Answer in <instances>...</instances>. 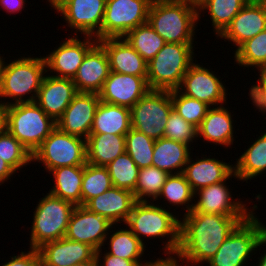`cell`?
<instances>
[{"label": "cell", "instance_id": "1", "mask_svg": "<svg viewBox=\"0 0 266 266\" xmlns=\"http://www.w3.org/2000/svg\"><path fill=\"white\" fill-rule=\"evenodd\" d=\"M250 216H227L191 210L180 219L178 259L188 266L209 261L225 239Z\"/></svg>", "mask_w": 266, "mask_h": 266}, {"label": "cell", "instance_id": "2", "mask_svg": "<svg viewBox=\"0 0 266 266\" xmlns=\"http://www.w3.org/2000/svg\"><path fill=\"white\" fill-rule=\"evenodd\" d=\"M197 21L196 0H152L147 18L166 43H193Z\"/></svg>", "mask_w": 266, "mask_h": 266}, {"label": "cell", "instance_id": "3", "mask_svg": "<svg viewBox=\"0 0 266 266\" xmlns=\"http://www.w3.org/2000/svg\"><path fill=\"white\" fill-rule=\"evenodd\" d=\"M179 216L169 212L153 201H136L132 207L126 226L145 245L143 237L156 239L167 237L164 255H176L180 244ZM166 252V253H165Z\"/></svg>", "mask_w": 266, "mask_h": 266}, {"label": "cell", "instance_id": "4", "mask_svg": "<svg viewBox=\"0 0 266 266\" xmlns=\"http://www.w3.org/2000/svg\"><path fill=\"white\" fill-rule=\"evenodd\" d=\"M46 62L44 56L39 57H21L14 59L9 64L2 57L0 72V98H12L14 102L3 103L10 104L35 102L38 91L41 87L44 74H47ZM31 94L32 96L25 95Z\"/></svg>", "mask_w": 266, "mask_h": 266}, {"label": "cell", "instance_id": "5", "mask_svg": "<svg viewBox=\"0 0 266 266\" xmlns=\"http://www.w3.org/2000/svg\"><path fill=\"white\" fill-rule=\"evenodd\" d=\"M193 43H166L147 63V84L150 90H175L194 63Z\"/></svg>", "mask_w": 266, "mask_h": 266}, {"label": "cell", "instance_id": "6", "mask_svg": "<svg viewBox=\"0 0 266 266\" xmlns=\"http://www.w3.org/2000/svg\"><path fill=\"white\" fill-rule=\"evenodd\" d=\"M57 127L36 102L10 104L6 108L5 129L31 154Z\"/></svg>", "mask_w": 266, "mask_h": 266}, {"label": "cell", "instance_id": "7", "mask_svg": "<svg viewBox=\"0 0 266 266\" xmlns=\"http://www.w3.org/2000/svg\"><path fill=\"white\" fill-rule=\"evenodd\" d=\"M75 205L50 193L39 200L33 212L30 248L38 249L45 243L65 237Z\"/></svg>", "mask_w": 266, "mask_h": 266}, {"label": "cell", "instance_id": "8", "mask_svg": "<svg viewBox=\"0 0 266 266\" xmlns=\"http://www.w3.org/2000/svg\"><path fill=\"white\" fill-rule=\"evenodd\" d=\"M32 162L43 163L46 172L59 167L87 163L86 140L56 127L32 154Z\"/></svg>", "mask_w": 266, "mask_h": 266}, {"label": "cell", "instance_id": "9", "mask_svg": "<svg viewBox=\"0 0 266 266\" xmlns=\"http://www.w3.org/2000/svg\"><path fill=\"white\" fill-rule=\"evenodd\" d=\"M265 230L266 225L253 213L225 239L206 263L208 266H245L252 253L257 251L258 241Z\"/></svg>", "mask_w": 266, "mask_h": 266}, {"label": "cell", "instance_id": "10", "mask_svg": "<svg viewBox=\"0 0 266 266\" xmlns=\"http://www.w3.org/2000/svg\"><path fill=\"white\" fill-rule=\"evenodd\" d=\"M172 109L171 91L149 90L130 108L131 128L158 140L164 137Z\"/></svg>", "mask_w": 266, "mask_h": 266}, {"label": "cell", "instance_id": "11", "mask_svg": "<svg viewBox=\"0 0 266 266\" xmlns=\"http://www.w3.org/2000/svg\"><path fill=\"white\" fill-rule=\"evenodd\" d=\"M152 0H106L101 39L121 38L147 22Z\"/></svg>", "mask_w": 266, "mask_h": 266}, {"label": "cell", "instance_id": "12", "mask_svg": "<svg viewBox=\"0 0 266 266\" xmlns=\"http://www.w3.org/2000/svg\"><path fill=\"white\" fill-rule=\"evenodd\" d=\"M74 32L101 40L106 0H48Z\"/></svg>", "mask_w": 266, "mask_h": 266}, {"label": "cell", "instance_id": "13", "mask_svg": "<svg viewBox=\"0 0 266 266\" xmlns=\"http://www.w3.org/2000/svg\"><path fill=\"white\" fill-rule=\"evenodd\" d=\"M233 177L237 178L234 171L224 181L198 189L194 196L196 198L199 196V199L194 202L192 210L198 213L227 216H251L255 213L254 211L258 209L257 204L249 210L247 204H243L244 202L232 199V191L226 185V181Z\"/></svg>", "mask_w": 266, "mask_h": 266}, {"label": "cell", "instance_id": "14", "mask_svg": "<svg viewBox=\"0 0 266 266\" xmlns=\"http://www.w3.org/2000/svg\"><path fill=\"white\" fill-rule=\"evenodd\" d=\"M214 72L195 61L183 76L178 90L185 96L202 101L210 107L224 103L226 105V100H228L226 86Z\"/></svg>", "mask_w": 266, "mask_h": 266}, {"label": "cell", "instance_id": "15", "mask_svg": "<svg viewBox=\"0 0 266 266\" xmlns=\"http://www.w3.org/2000/svg\"><path fill=\"white\" fill-rule=\"evenodd\" d=\"M73 35L74 37L62 41L63 43L44 56L48 68L46 70L52 76L73 79L87 52L98 42L92 36H83L81 41L77 34Z\"/></svg>", "mask_w": 266, "mask_h": 266}, {"label": "cell", "instance_id": "16", "mask_svg": "<svg viewBox=\"0 0 266 266\" xmlns=\"http://www.w3.org/2000/svg\"><path fill=\"white\" fill-rule=\"evenodd\" d=\"M112 224L107 218L89 211L86 207L75 206L69 220L65 237L72 241L86 243L96 251L105 244L108 234H111ZM111 232V233H110Z\"/></svg>", "mask_w": 266, "mask_h": 266}, {"label": "cell", "instance_id": "17", "mask_svg": "<svg viewBox=\"0 0 266 266\" xmlns=\"http://www.w3.org/2000/svg\"><path fill=\"white\" fill-rule=\"evenodd\" d=\"M99 102V94L78 92L56 122L57 127L64 133L86 140L90 135Z\"/></svg>", "mask_w": 266, "mask_h": 266}, {"label": "cell", "instance_id": "18", "mask_svg": "<svg viewBox=\"0 0 266 266\" xmlns=\"http://www.w3.org/2000/svg\"><path fill=\"white\" fill-rule=\"evenodd\" d=\"M149 90L147 76L120 74L110 71L99 97L102 102L131 108Z\"/></svg>", "mask_w": 266, "mask_h": 266}, {"label": "cell", "instance_id": "19", "mask_svg": "<svg viewBox=\"0 0 266 266\" xmlns=\"http://www.w3.org/2000/svg\"><path fill=\"white\" fill-rule=\"evenodd\" d=\"M264 30H266V2L250 0L218 37L233 42L238 48Z\"/></svg>", "mask_w": 266, "mask_h": 266}, {"label": "cell", "instance_id": "20", "mask_svg": "<svg viewBox=\"0 0 266 266\" xmlns=\"http://www.w3.org/2000/svg\"><path fill=\"white\" fill-rule=\"evenodd\" d=\"M77 94L78 91L72 79L55 77L48 75L47 72L35 102L57 122Z\"/></svg>", "mask_w": 266, "mask_h": 266}, {"label": "cell", "instance_id": "21", "mask_svg": "<svg viewBox=\"0 0 266 266\" xmlns=\"http://www.w3.org/2000/svg\"><path fill=\"white\" fill-rule=\"evenodd\" d=\"M37 250L41 266H71L96 262V250L93 247L66 237L45 243Z\"/></svg>", "mask_w": 266, "mask_h": 266}, {"label": "cell", "instance_id": "22", "mask_svg": "<svg viewBox=\"0 0 266 266\" xmlns=\"http://www.w3.org/2000/svg\"><path fill=\"white\" fill-rule=\"evenodd\" d=\"M110 73L108 55L97 42L86 54L72 79L80 93L99 94Z\"/></svg>", "mask_w": 266, "mask_h": 266}, {"label": "cell", "instance_id": "23", "mask_svg": "<svg viewBox=\"0 0 266 266\" xmlns=\"http://www.w3.org/2000/svg\"><path fill=\"white\" fill-rule=\"evenodd\" d=\"M135 202L133 192L112 187L97 197L90 199L84 207L107 218L112 224L117 226L118 222H124L125 224Z\"/></svg>", "mask_w": 266, "mask_h": 266}, {"label": "cell", "instance_id": "24", "mask_svg": "<svg viewBox=\"0 0 266 266\" xmlns=\"http://www.w3.org/2000/svg\"><path fill=\"white\" fill-rule=\"evenodd\" d=\"M98 42L108 55L110 71L147 76V62L123 37L104 38Z\"/></svg>", "mask_w": 266, "mask_h": 266}, {"label": "cell", "instance_id": "25", "mask_svg": "<svg viewBox=\"0 0 266 266\" xmlns=\"http://www.w3.org/2000/svg\"><path fill=\"white\" fill-rule=\"evenodd\" d=\"M203 158V159H202ZM197 157L196 162L189 158L183 174L194 192L198 189L224 181L233 171L234 166L218 158Z\"/></svg>", "mask_w": 266, "mask_h": 266}, {"label": "cell", "instance_id": "26", "mask_svg": "<svg viewBox=\"0 0 266 266\" xmlns=\"http://www.w3.org/2000/svg\"><path fill=\"white\" fill-rule=\"evenodd\" d=\"M232 113L223 105L210 107L198 129V138L215 145H233L234 127Z\"/></svg>", "mask_w": 266, "mask_h": 266}, {"label": "cell", "instance_id": "27", "mask_svg": "<svg viewBox=\"0 0 266 266\" xmlns=\"http://www.w3.org/2000/svg\"><path fill=\"white\" fill-rule=\"evenodd\" d=\"M130 129V108L99 102L90 134L126 135Z\"/></svg>", "mask_w": 266, "mask_h": 266}, {"label": "cell", "instance_id": "28", "mask_svg": "<svg viewBox=\"0 0 266 266\" xmlns=\"http://www.w3.org/2000/svg\"><path fill=\"white\" fill-rule=\"evenodd\" d=\"M190 147L187 144L164 137L155 140L152 166L169 175L183 173L190 158Z\"/></svg>", "mask_w": 266, "mask_h": 266}, {"label": "cell", "instance_id": "29", "mask_svg": "<svg viewBox=\"0 0 266 266\" xmlns=\"http://www.w3.org/2000/svg\"><path fill=\"white\" fill-rule=\"evenodd\" d=\"M87 163L107 166L126 152L125 135L90 134L86 139Z\"/></svg>", "mask_w": 266, "mask_h": 266}, {"label": "cell", "instance_id": "30", "mask_svg": "<svg viewBox=\"0 0 266 266\" xmlns=\"http://www.w3.org/2000/svg\"><path fill=\"white\" fill-rule=\"evenodd\" d=\"M53 175L54 185L50 194L69 201L75 206L82 205L81 187L84 166L59 167L49 171Z\"/></svg>", "mask_w": 266, "mask_h": 266}, {"label": "cell", "instance_id": "31", "mask_svg": "<svg viewBox=\"0 0 266 266\" xmlns=\"http://www.w3.org/2000/svg\"><path fill=\"white\" fill-rule=\"evenodd\" d=\"M261 136L239 156L234 165V173L237 180L248 181L266 171V132H261Z\"/></svg>", "mask_w": 266, "mask_h": 266}, {"label": "cell", "instance_id": "32", "mask_svg": "<svg viewBox=\"0 0 266 266\" xmlns=\"http://www.w3.org/2000/svg\"><path fill=\"white\" fill-rule=\"evenodd\" d=\"M198 6V19L206 11L210 15L215 35L218 37L233 18L250 0H196Z\"/></svg>", "mask_w": 266, "mask_h": 266}, {"label": "cell", "instance_id": "33", "mask_svg": "<svg viewBox=\"0 0 266 266\" xmlns=\"http://www.w3.org/2000/svg\"><path fill=\"white\" fill-rule=\"evenodd\" d=\"M148 63L166 44L148 22L137 26L123 37Z\"/></svg>", "mask_w": 266, "mask_h": 266}, {"label": "cell", "instance_id": "34", "mask_svg": "<svg viewBox=\"0 0 266 266\" xmlns=\"http://www.w3.org/2000/svg\"><path fill=\"white\" fill-rule=\"evenodd\" d=\"M110 236V237H109ZM109 245L107 253L127 260H142L146 245H144L129 228L114 231L105 239Z\"/></svg>", "mask_w": 266, "mask_h": 266}, {"label": "cell", "instance_id": "35", "mask_svg": "<svg viewBox=\"0 0 266 266\" xmlns=\"http://www.w3.org/2000/svg\"><path fill=\"white\" fill-rule=\"evenodd\" d=\"M195 192L192 190L191 185L186 180V177L183 173L179 174H170L165 184L163 185L158 197L154 200H159L163 198L169 202V205L177 207L186 206V213L188 214L194 206L193 199ZM192 200V201H191ZM190 202H192L190 204Z\"/></svg>", "mask_w": 266, "mask_h": 266}, {"label": "cell", "instance_id": "36", "mask_svg": "<svg viewBox=\"0 0 266 266\" xmlns=\"http://www.w3.org/2000/svg\"><path fill=\"white\" fill-rule=\"evenodd\" d=\"M234 58L239 66L266 70V30L236 48Z\"/></svg>", "mask_w": 266, "mask_h": 266}, {"label": "cell", "instance_id": "37", "mask_svg": "<svg viewBox=\"0 0 266 266\" xmlns=\"http://www.w3.org/2000/svg\"><path fill=\"white\" fill-rule=\"evenodd\" d=\"M112 187V180L106 166H96L90 163L84 165L81 187L82 206Z\"/></svg>", "mask_w": 266, "mask_h": 266}, {"label": "cell", "instance_id": "38", "mask_svg": "<svg viewBox=\"0 0 266 266\" xmlns=\"http://www.w3.org/2000/svg\"><path fill=\"white\" fill-rule=\"evenodd\" d=\"M168 176V173L154 166L140 168L135 190L133 191L135 200L149 201L148 198H151L150 200L154 202Z\"/></svg>", "mask_w": 266, "mask_h": 266}, {"label": "cell", "instance_id": "39", "mask_svg": "<svg viewBox=\"0 0 266 266\" xmlns=\"http://www.w3.org/2000/svg\"><path fill=\"white\" fill-rule=\"evenodd\" d=\"M113 187L133 192L139 176V168L127 152L118 156L107 166Z\"/></svg>", "mask_w": 266, "mask_h": 266}, {"label": "cell", "instance_id": "40", "mask_svg": "<svg viewBox=\"0 0 266 266\" xmlns=\"http://www.w3.org/2000/svg\"><path fill=\"white\" fill-rule=\"evenodd\" d=\"M126 152L138 168L152 166L155 140L131 128L125 135Z\"/></svg>", "mask_w": 266, "mask_h": 266}, {"label": "cell", "instance_id": "41", "mask_svg": "<svg viewBox=\"0 0 266 266\" xmlns=\"http://www.w3.org/2000/svg\"><path fill=\"white\" fill-rule=\"evenodd\" d=\"M0 158L16 172L32 162V154L6 129L0 132Z\"/></svg>", "mask_w": 266, "mask_h": 266}, {"label": "cell", "instance_id": "42", "mask_svg": "<svg viewBox=\"0 0 266 266\" xmlns=\"http://www.w3.org/2000/svg\"><path fill=\"white\" fill-rule=\"evenodd\" d=\"M171 101L173 110L197 128L210 108L209 105L202 101L185 96L178 89L171 90Z\"/></svg>", "mask_w": 266, "mask_h": 266}, {"label": "cell", "instance_id": "43", "mask_svg": "<svg viewBox=\"0 0 266 266\" xmlns=\"http://www.w3.org/2000/svg\"><path fill=\"white\" fill-rule=\"evenodd\" d=\"M164 130V138L191 146L198 138V129L184 120L175 110H171Z\"/></svg>", "mask_w": 266, "mask_h": 266}, {"label": "cell", "instance_id": "44", "mask_svg": "<svg viewBox=\"0 0 266 266\" xmlns=\"http://www.w3.org/2000/svg\"><path fill=\"white\" fill-rule=\"evenodd\" d=\"M259 78L257 84L250 87L248 95L252 100V104L257 108L262 114H266V70L259 71Z\"/></svg>", "mask_w": 266, "mask_h": 266}, {"label": "cell", "instance_id": "45", "mask_svg": "<svg viewBox=\"0 0 266 266\" xmlns=\"http://www.w3.org/2000/svg\"><path fill=\"white\" fill-rule=\"evenodd\" d=\"M101 251L102 249L96 251V266H147L149 262L147 260H144L143 262L141 260H127L113 256L107 252L103 254ZM102 255L104 256L102 257Z\"/></svg>", "mask_w": 266, "mask_h": 266}, {"label": "cell", "instance_id": "46", "mask_svg": "<svg viewBox=\"0 0 266 266\" xmlns=\"http://www.w3.org/2000/svg\"><path fill=\"white\" fill-rule=\"evenodd\" d=\"M30 251L21 252L17 256H12L8 262L3 263L2 266H41L40 256L37 249H31Z\"/></svg>", "mask_w": 266, "mask_h": 266}, {"label": "cell", "instance_id": "47", "mask_svg": "<svg viewBox=\"0 0 266 266\" xmlns=\"http://www.w3.org/2000/svg\"><path fill=\"white\" fill-rule=\"evenodd\" d=\"M26 0H0V6L6 13H18L24 8Z\"/></svg>", "mask_w": 266, "mask_h": 266}, {"label": "cell", "instance_id": "48", "mask_svg": "<svg viewBox=\"0 0 266 266\" xmlns=\"http://www.w3.org/2000/svg\"><path fill=\"white\" fill-rule=\"evenodd\" d=\"M176 255H168L166 258L156 259V260H150L147 264V266H182L181 263H179L181 260L176 259ZM180 264V265H179ZM183 266H188L187 264Z\"/></svg>", "mask_w": 266, "mask_h": 266}, {"label": "cell", "instance_id": "49", "mask_svg": "<svg viewBox=\"0 0 266 266\" xmlns=\"http://www.w3.org/2000/svg\"><path fill=\"white\" fill-rule=\"evenodd\" d=\"M15 173L16 171L0 158V185L11 179L10 177H13V174Z\"/></svg>", "mask_w": 266, "mask_h": 266}, {"label": "cell", "instance_id": "50", "mask_svg": "<svg viewBox=\"0 0 266 266\" xmlns=\"http://www.w3.org/2000/svg\"><path fill=\"white\" fill-rule=\"evenodd\" d=\"M262 246H266V230L261 235V237L258 241V244H257V248L260 249V248H262ZM258 259H259L258 260L259 263L257 264V266H266V252L265 251H264V254H262L260 256V258L258 257Z\"/></svg>", "mask_w": 266, "mask_h": 266}, {"label": "cell", "instance_id": "51", "mask_svg": "<svg viewBox=\"0 0 266 266\" xmlns=\"http://www.w3.org/2000/svg\"><path fill=\"white\" fill-rule=\"evenodd\" d=\"M6 108L7 106L2 102V99H1L0 101V132H2L6 126Z\"/></svg>", "mask_w": 266, "mask_h": 266}, {"label": "cell", "instance_id": "52", "mask_svg": "<svg viewBox=\"0 0 266 266\" xmlns=\"http://www.w3.org/2000/svg\"><path fill=\"white\" fill-rule=\"evenodd\" d=\"M71 266H96V262L78 263V264H73Z\"/></svg>", "mask_w": 266, "mask_h": 266}, {"label": "cell", "instance_id": "53", "mask_svg": "<svg viewBox=\"0 0 266 266\" xmlns=\"http://www.w3.org/2000/svg\"><path fill=\"white\" fill-rule=\"evenodd\" d=\"M1 54H0V72H1V64H2V58H1Z\"/></svg>", "mask_w": 266, "mask_h": 266}]
</instances>
